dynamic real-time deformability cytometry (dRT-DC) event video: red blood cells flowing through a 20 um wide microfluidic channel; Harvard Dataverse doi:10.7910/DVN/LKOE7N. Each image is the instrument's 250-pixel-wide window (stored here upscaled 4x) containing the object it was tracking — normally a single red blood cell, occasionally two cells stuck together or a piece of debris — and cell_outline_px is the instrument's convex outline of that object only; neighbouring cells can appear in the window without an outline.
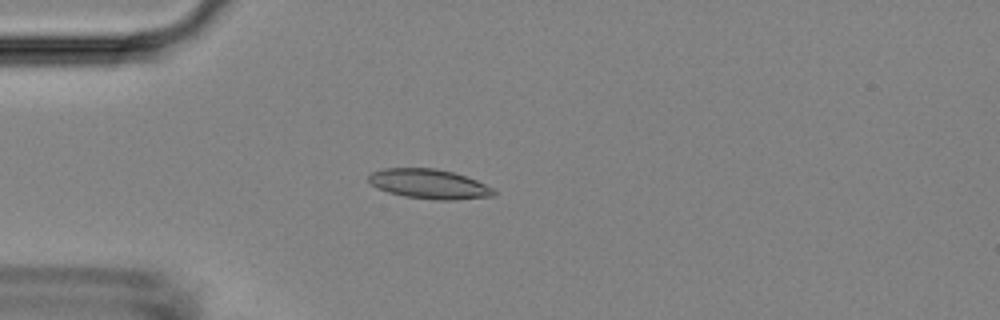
{"species": "Egyptian fruit bat (a non-hibernating species)", "species_latin": "Rousettus aegyptiacus", "temperature_condition": "room temperature", "stored_images_in_passage": 51, "camera_frame_rate_fps": 3000, "um_per_image_px": 0.085, "animal": {"sex": "female"}, "frame": {"image": 1, "passage_image": 13, "time_ms": 4.0, "image_size_px": [1000, 320], "cell_outline_px": [[496, 196], [456, 200], [436, 200], [404, 196], [388, 192], [376, 188], [368, 180], [368, 176], [372, 172], [384, 168], [436, 168], [452, 172], [476, 180], [492, 188], [496, 192]], "centroid_in_image_um": [36.47, 15.64], "position_along_channel_um": 48.5, "area_um2": 21.62}}
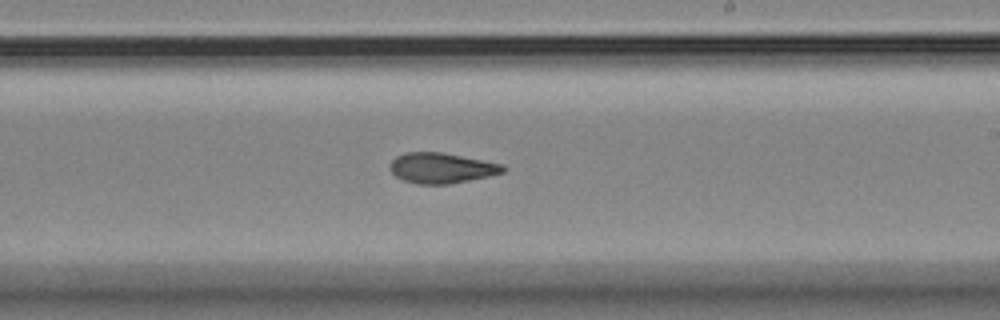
{"frame": {"image": 2, "passage_image": 30, "time_ms": 9.667, "image_size_px": [1000, 320], "cell_outline_px": [[508, 168], [504, 172], [488, 176], [448, 184], [416, 184], [404, 180], [396, 176], [388, 168], [388, 164], [396, 156], [404, 152], [440, 152], [504, 164]], "centroid_in_image_um": [37.51, 14.27], "position_along_channel_um": 251.5, "area_um2": 20.06}}
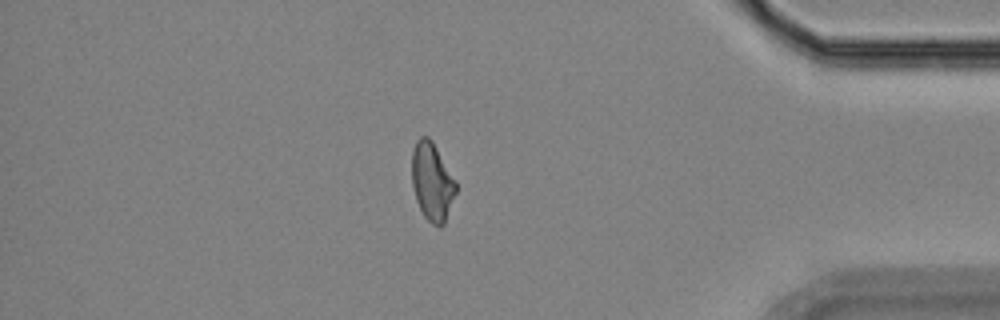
{"frame": {"image": 3, "passage_image": 44, "time_ms": 14.333, "image_size_px": [1000, 320], "cell_outline_px": [[456, 192], [444, 224], [440, 228], [432, 224], [424, 216], [416, 200], [412, 184], [412, 152], [416, 140], [420, 136], [428, 136], [432, 140], [456, 180]], "centroid_in_image_um": [36.73, 15.43], "position_along_channel_um": 398.5, "area_um2": 20.11}, "authors_computed_cell_mechanics": {"area_um2": 20.2878, "velocity_mm_per_s": 3.8194, "shape_relaxation_time_tau1_ms": null, "shape_relaxation_time_tau2_ms": 3.0252, "deformation_change_tau1": null, "deformation_change_tau2": 0.0997}}